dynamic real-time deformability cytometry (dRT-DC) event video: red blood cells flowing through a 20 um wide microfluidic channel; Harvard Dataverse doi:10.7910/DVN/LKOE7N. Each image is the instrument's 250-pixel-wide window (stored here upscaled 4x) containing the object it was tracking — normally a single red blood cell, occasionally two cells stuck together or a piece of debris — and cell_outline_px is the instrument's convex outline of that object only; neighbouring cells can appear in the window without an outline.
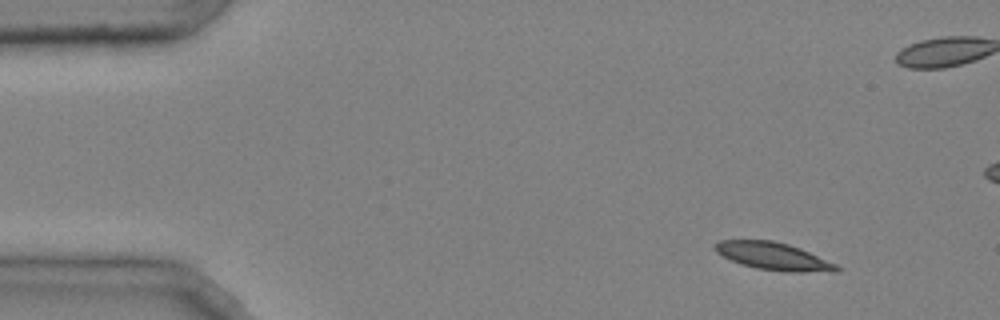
{"species": "common noctule bat (a hibernating species)", "species_latin": "Nyctalus noctula", "temperature_condition": "cold", "stored_images_in_passage": 37, "camera_frame_rate_fps": 3000, "um_per_image_px": 0.085, "animal": {"sex": "male", "body_mass_g": 20.4}, "frame": {"image": 1, "passage_image": 1, "time_ms": 0.0, "image_size_px": [1000, 320], "cell_outline_px": [[840, 272], [784, 272], [756, 268], [740, 264], [716, 252], [712, 248], [712, 244], [720, 240], [772, 240], [788, 244], [800, 248], [836, 264], [840, 268]], "centroid_in_image_um": [65.73, 21.78], "position_along_channel_um": 19.3, "area_um2": 19.65}}
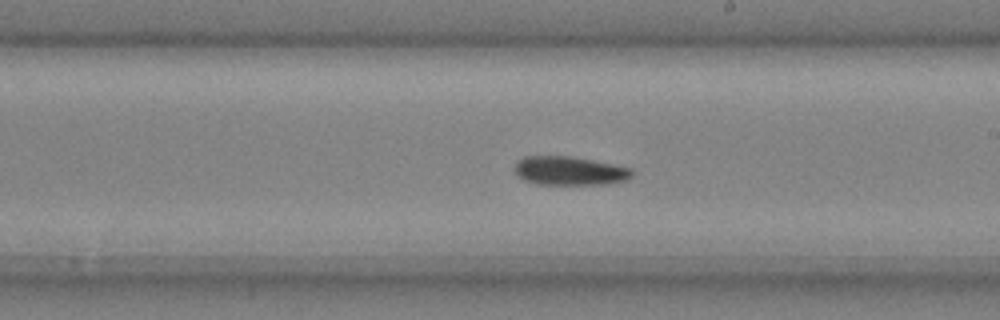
{"frame": {"image": 2, "passage_image": 24, "time_ms": 7.667, "image_size_px": [1000, 320], "cell_outline_px": [[632, 176], [628, 180], [608, 184], [536, 184], [524, 180], [516, 176], [512, 168], [516, 160], [524, 156], [572, 156], [632, 168]], "centroid_in_image_um": [48.35, 14.52], "position_along_channel_um": 240.6, "area_um2": 20.0}}
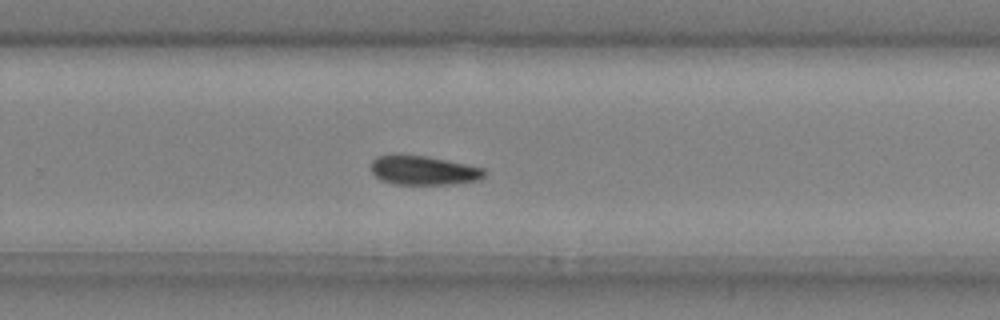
{"frame": {"image": 3, "passage_image": 28, "time_ms": 9.0, "image_size_px": [1000, 320], "cell_outline_px": [[484, 176], [480, 180], [452, 184], [392, 184], [380, 180], [372, 172], [372, 160], [376, 156], [428, 156], [484, 168]], "centroid_in_image_um": [36.01, 14.5], "position_along_channel_um": 293.8, "area_um2": 18.96}}